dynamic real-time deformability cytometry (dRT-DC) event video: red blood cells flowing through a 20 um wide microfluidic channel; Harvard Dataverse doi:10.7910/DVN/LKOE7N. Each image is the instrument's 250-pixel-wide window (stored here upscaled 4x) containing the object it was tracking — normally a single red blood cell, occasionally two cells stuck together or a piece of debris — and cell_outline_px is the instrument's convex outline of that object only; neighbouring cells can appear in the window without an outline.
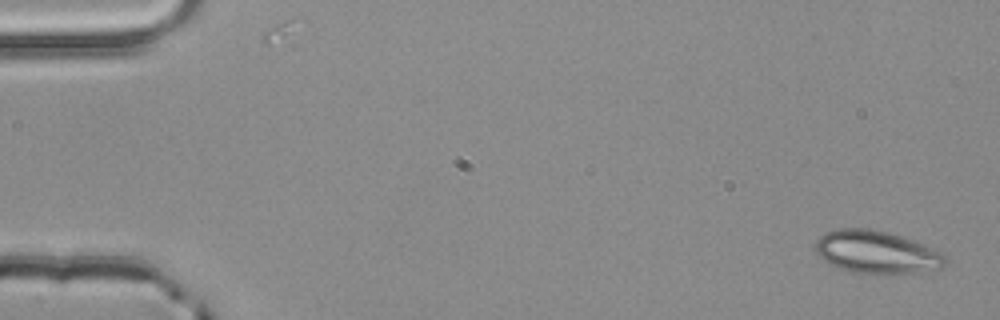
{"species": "common noctule bat (a hibernating species)", "species_latin": "Nyctalus noctula", "temperature_condition": "room temperature", "stored_images_in_passage": 3, "camera_frame_rate_fps": 3000, "um_per_image_px": 0.085, "animal": {"sex": "male", "body_mass_g": 20.4}, "frame": {"image": 1, "passage_image": 1, "time_ms": 0.0, "image_size_px": [1000, 320], "cell_outline_px": [[944, 264], [940, 268], [916, 272], [884, 276], [852, 272], [836, 268], [824, 260], [816, 252], [816, 240], [820, 236], [828, 232], [840, 228], [868, 228], [888, 232], [900, 236], [940, 252], [944, 256]], "centroid_in_image_um": [74.45, 21.46], "position_along_channel_um": 10.6, "area_um2": 32.25}}